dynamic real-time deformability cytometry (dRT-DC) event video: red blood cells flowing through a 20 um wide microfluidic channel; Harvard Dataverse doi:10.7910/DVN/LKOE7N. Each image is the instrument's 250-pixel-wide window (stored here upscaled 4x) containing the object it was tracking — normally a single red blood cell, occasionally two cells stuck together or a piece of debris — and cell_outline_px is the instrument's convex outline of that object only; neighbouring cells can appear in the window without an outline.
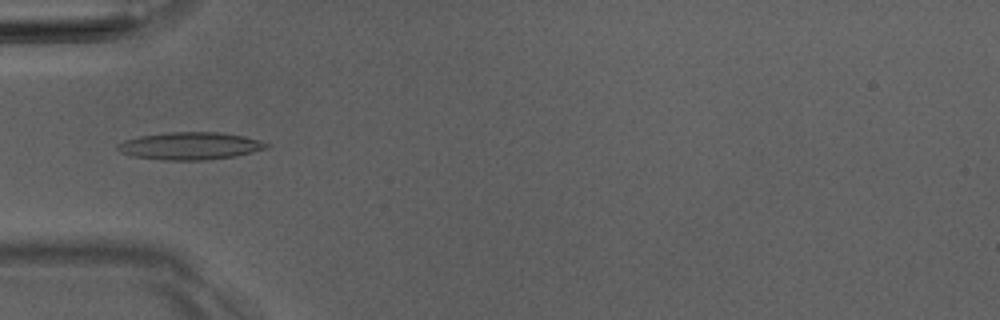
{"species": "Egyptian fruit bat (a non-hibernating species)", "species_latin": "Rousettus aegyptiacus", "temperature_condition": "room temperature", "stored_images_in_passage": 6, "camera_frame_rate_fps": 3000, "um_per_image_px": 0.085, "animal": {"sex": "male"}, "frame": {"image": 1, "passage_image": 4, "time_ms": 4.667, "image_size_px": [1000, 320], "cell_outline_px": [[268, 148], [236, 156], [204, 160], [164, 160], [132, 156], [120, 152], [116, 148], [116, 144], [124, 140], [140, 136], [168, 132], [220, 132], [244, 136], [260, 140], [268, 144]], "centroid_in_image_um": [16.14, 12.4], "position_along_channel_um": 68.9, "area_um2": 23.87}}
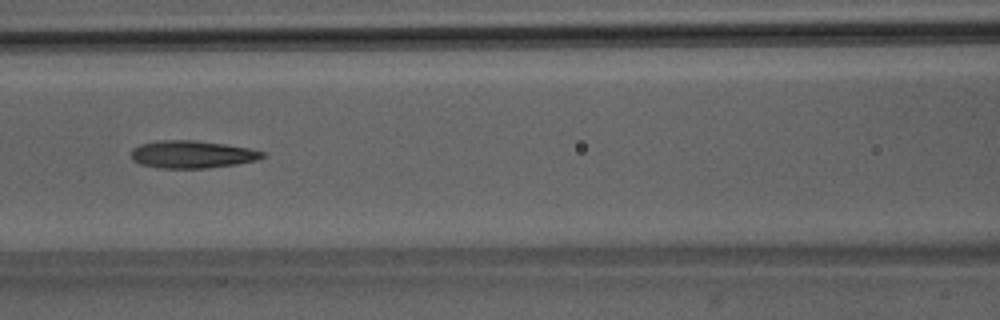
{"frame": {"image": 2, "passage_image": 6, "time_ms": 6.667, "image_size_px": [1000, 320], "cell_outline_px": [[268, 156], [256, 160], [236, 164], [208, 168], [160, 168], [140, 164], [132, 160], [132, 148], [140, 144], [156, 140], [196, 140], [224, 144], [248, 148], [264, 152]], "centroid_in_image_um": [16.32, 13.12], "position_along_channel_um": 150.3, "area_um2": 21.15}}